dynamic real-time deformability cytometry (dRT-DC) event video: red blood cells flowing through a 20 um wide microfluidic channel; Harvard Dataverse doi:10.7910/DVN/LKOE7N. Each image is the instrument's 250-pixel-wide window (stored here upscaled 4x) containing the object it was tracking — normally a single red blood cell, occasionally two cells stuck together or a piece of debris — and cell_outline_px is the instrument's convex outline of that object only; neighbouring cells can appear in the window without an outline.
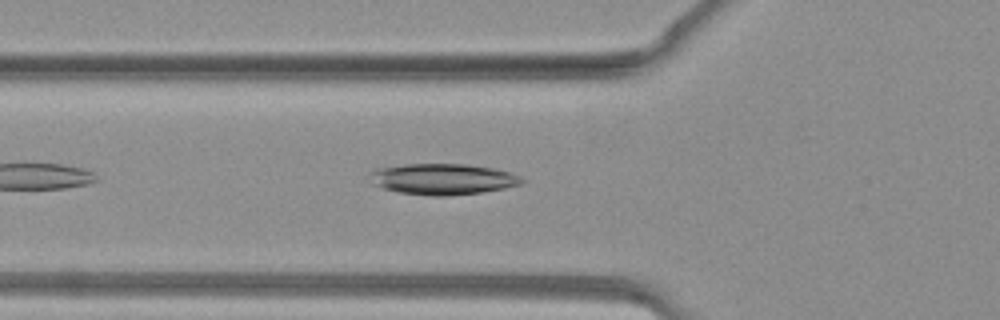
{"species": "common noctule bat (a hibernating species)", "species_latin": "Nyctalus noctula", "temperature_condition": "warm", "stored_images_in_passage": 37, "camera_frame_rate_fps": 3000, "um_per_image_px": 0.085, "animal": {"sex": "female", "body_mass_g": 19.3, "forearm_length_mm": 54.1}, "frame": {"image": 1, "passage_image": 13, "time_ms": 4.0, "image_size_px": [1000, 320], "cell_outline_px": [[528, 180], [520, 184], [504, 188], [480, 192], [444, 196], [432, 196], [396, 192], [380, 188], [372, 184], [368, 176], [376, 168], [404, 164], [464, 164], [492, 168], [508, 172], [520, 176]], "centroid_in_image_um": [37.58, 15.22], "position_along_channel_um": 88.2, "area_um2": 27.57}}
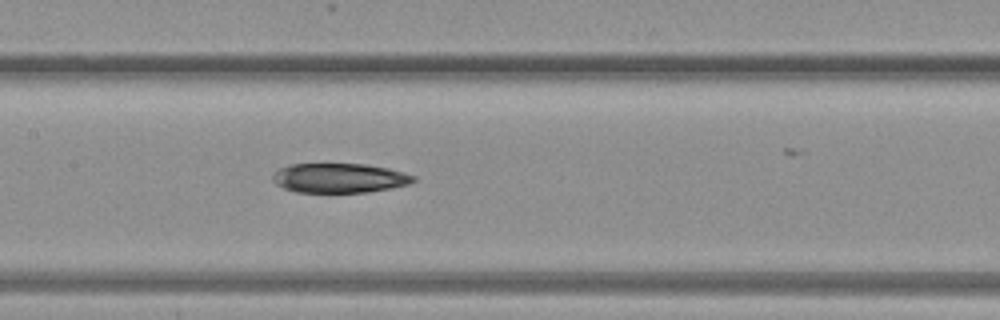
{"frame": {"image": 2, "passage_image": 18, "time_ms": 5.667, "image_size_px": [1000, 320], "cell_outline_px": [[416, 180], [408, 184], [392, 188], [368, 192], [296, 192], [284, 188], [276, 184], [272, 180], [272, 176], [280, 168], [288, 164], [364, 164], [388, 168], [404, 172], [416, 176]], "centroid_in_image_um": [28.86, 15.13], "position_along_channel_um": 178.5, "area_um2": 24.22}}
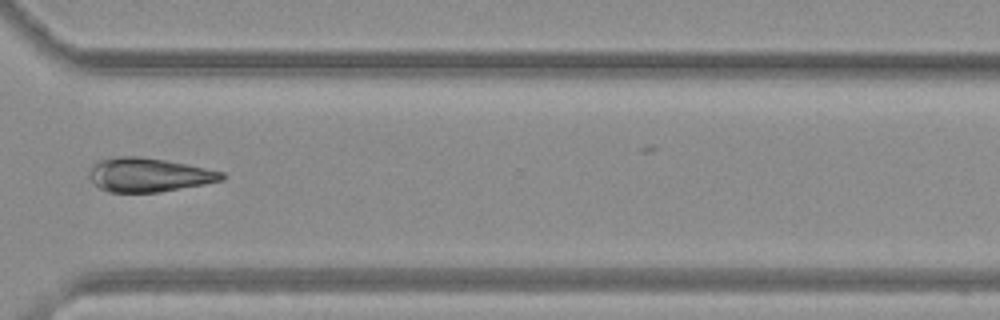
{"frame": {"image": 3, "passage_image": 28, "time_ms": 9.0, "image_size_px": [1000, 320], "cell_outline_px": [[224, 180], [160, 192], [108, 192], [100, 188], [88, 176], [88, 168], [96, 160], [116, 156], [140, 156], [188, 164], [224, 172]], "centroid_in_image_um": [12.59, 14.85], "position_along_channel_um": 358.0, "area_um2": 26.36}}